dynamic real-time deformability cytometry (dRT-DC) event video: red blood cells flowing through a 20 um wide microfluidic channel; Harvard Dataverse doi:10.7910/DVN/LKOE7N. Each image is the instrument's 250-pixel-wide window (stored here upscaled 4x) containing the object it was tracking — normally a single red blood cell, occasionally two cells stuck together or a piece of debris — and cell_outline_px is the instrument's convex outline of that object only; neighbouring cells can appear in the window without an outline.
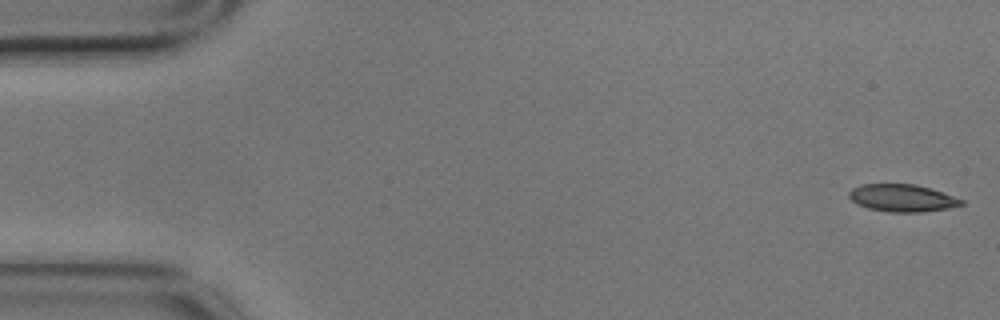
{"species": "common noctule bat (a hibernating species)", "species_latin": "Nyctalus noctula", "temperature_condition": "cold", "stored_images_in_passage": 4, "camera_frame_rate_fps": 3000, "um_per_image_px": 0.085, "animal": {"sex": "male", "body_mass_g": 17.9}, "frame": {"image": 1, "passage_image": 1, "time_ms": 0.0, "image_size_px": [1000, 320], "cell_outline_px": [[964, 204], [948, 208], [920, 212], [888, 212], [868, 208], [856, 204], [848, 196], [848, 192], [852, 188], [860, 184], [916, 184], [964, 200]], "centroid_in_image_um": [76.63, 16.83], "position_along_channel_um": 8.4, "area_um2": 17.8}}
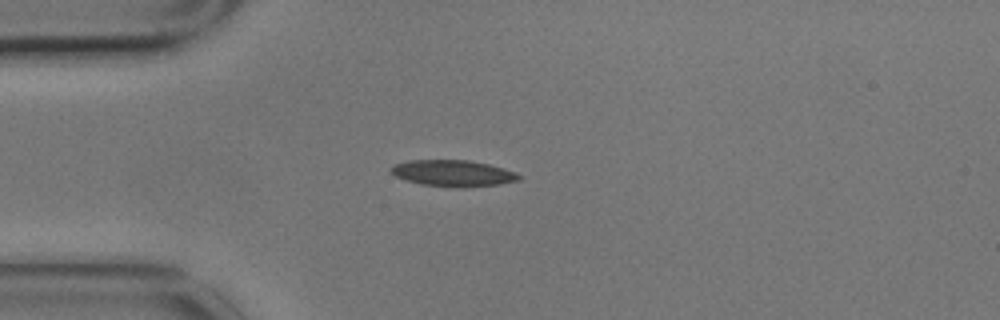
{"frame": {"image": 2, "passage_image": 4, "time_ms": 1.0, "image_size_px": [1000, 320], "cell_outline_px": [[520, 180], [500, 184], [420, 184], [396, 176], [388, 168], [396, 164], [408, 160], [468, 160], [488, 164], [504, 168], [516, 172], [520, 176]], "centroid_in_image_um": [38.49, 14.66], "position_along_channel_um": 46.5, "area_um2": 18.44}}